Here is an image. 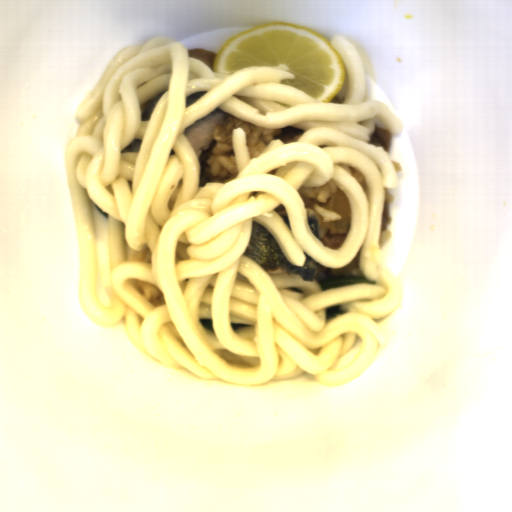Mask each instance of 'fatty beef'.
I'll use <instances>...</instances> for the list:
<instances>
[{"instance_id":"fatty-beef-1","label":"fatty beef","mask_w":512,"mask_h":512,"mask_svg":"<svg viewBox=\"0 0 512 512\" xmlns=\"http://www.w3.org/2000/svg\"><path fill=\"white\" fill-rule=\"evenodd\" d=\"M393 134L388 128L375 126V132L370 137V142L375 146L383 147L386 154L388 155Z\"/></svg>"},{"instance_id":"fatty-beef-2","label":"fatty beef","mask_w":512,"mask_h":512,"mask_svg":"<svg viewBox=\"0 0 512 512\" xmlns=\"http://www.w3.org/2000/svg\"><path fill=\"white\" fill-rule=\"evenodd\" d=\"M348 233H334L327 231L323 236L321 243L332 250H339L342 248Z\"/></svg>"},{"instance_id":"fatty-beef-3","label":"fatty beef","mask_w":512,"mask_h":512,"mask_svg":"<svg viewBox=\"0 0 512 512\" xmlns=\"http://www.w3.org/2000/svg\"><path fill=\"white\" fill-rule=\"evenodd\" d=\"M389 205L390 203L387 202L385 199H384V210H383V221H382V230H386L387 228V225L389 224V222L391 221V218L389 216Z\"/></svg>"}]
</instances>
